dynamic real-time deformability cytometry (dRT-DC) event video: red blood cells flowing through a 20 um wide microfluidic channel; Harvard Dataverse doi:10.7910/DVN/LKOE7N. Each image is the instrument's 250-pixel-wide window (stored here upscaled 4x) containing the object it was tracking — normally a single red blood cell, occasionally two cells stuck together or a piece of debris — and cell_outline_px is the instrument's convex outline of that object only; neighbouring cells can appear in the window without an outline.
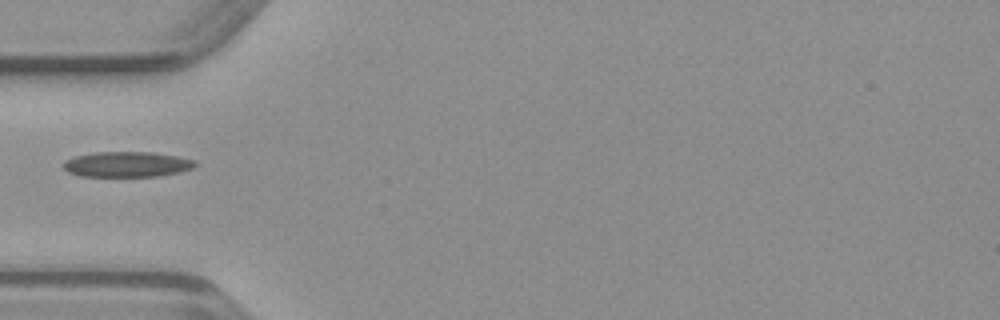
{"species": "common noctule bat (a hibernating species)", "species_latin": "Nyctalus noctula", "temperature_condition": "warm", "stored_images_in_passage": 34, "camera_frame_rate_fps": 3000, "um_per_image_px": 0.085, "animal": {"sex": "male", "body_mass_g": 23.1, "forearm_length_mm": 52.7}, "frame": {"image": 1, "passage_image": 1, "time_ms": 0.0, "image_size_px": [1000, 320], "cell_outline_px": [[196, 164], [192, 168], [176, 172], [156, 176], [80, 176], [68, 172], [64, 168], [64, 160], [76, 156], [96, 152], [152, 152], [176, 156], [196, 160]], "centroid_in_image_um": [10.77, 13.96], "position_along_channel_um": 74.2, "area_um2": 19.25}}
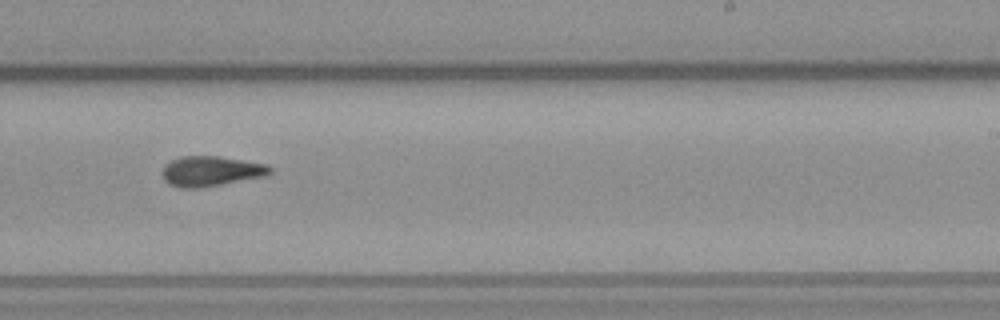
{"frame": {"image": 2, "passage_image": 15, "time_ms": 4.667, "image_size_px": [1000, 320], "cell_outline_px": [[272, 172], [268, 176], [196, 188], [180, 188], [168, 184], [164, 180], [164, 168], [172, 160], [180, 156], [216, 156], [268, 164], [272, 168]], "centroid_in_image_um": [17.98, 14.55], "position_along_channel_um": 271.0, "area_um2": 18.73}}
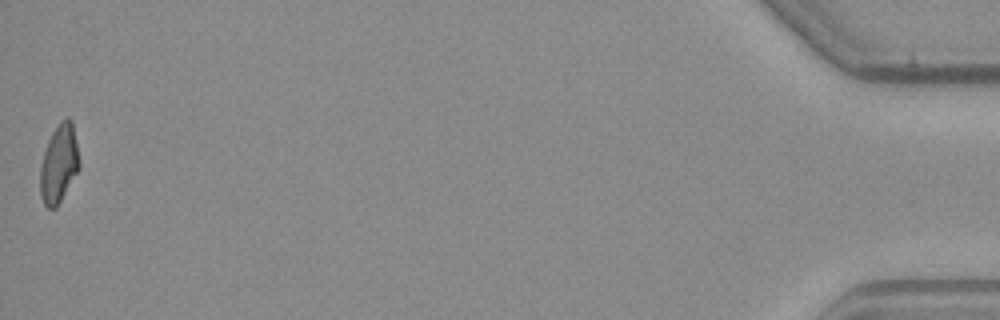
{"frame": {"image": 3, "passage_image": 34, "time_ms": 11.0, "image_size_px": [1000, 320], "cell_outline_px": [[80, 168], [56, 208], [48, 208], [44, 204], [40, 196], [40, 168], [44, 152], [48, 140], [52, 132], [60, 120], [68, 116], [72, 120], [80, 164]], "centroid_in_image_um": [5.01, 13.9], "position_along_channel_um": 430.2, "area_um2": 17.86}}